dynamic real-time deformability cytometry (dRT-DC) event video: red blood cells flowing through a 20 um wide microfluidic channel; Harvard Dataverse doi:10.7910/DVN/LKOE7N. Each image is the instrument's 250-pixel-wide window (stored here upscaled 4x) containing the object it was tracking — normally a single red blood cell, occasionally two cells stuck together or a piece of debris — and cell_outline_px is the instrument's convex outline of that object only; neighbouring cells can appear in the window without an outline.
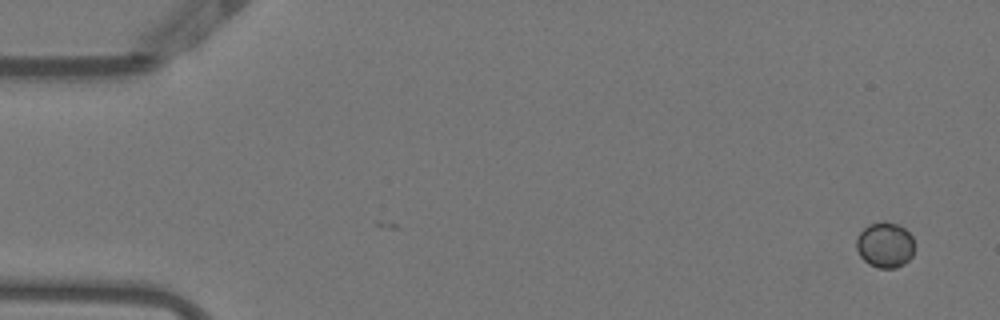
{"species": "Egyptian fruit bat (a non-hibernating species)", "species_latin": "Rousettus aegyptiacus", "temperature_condition": "warm", "stored_images_in_passage": 53, "camera_frame_rate_fps": 3000, "um_per_image_px": 0.085, "animal": {"sex": "female"}, "frame": {"image": 1, "passage_image": 1, "time_ms": 0.0, "image_size_px": [1000, 320], "cell_outline_px": [[912, 256], [904, 264], [896, 268], [880, 268], [868, 264], [860, 256], [856, 248], [856, 236], [868, 224], [884, 220], [900, 224], [912, 236]], "centroid_in_image_um": [75.2, 20.8], "position_along_channel_um": 9.8, "area_um2": 15.55}}
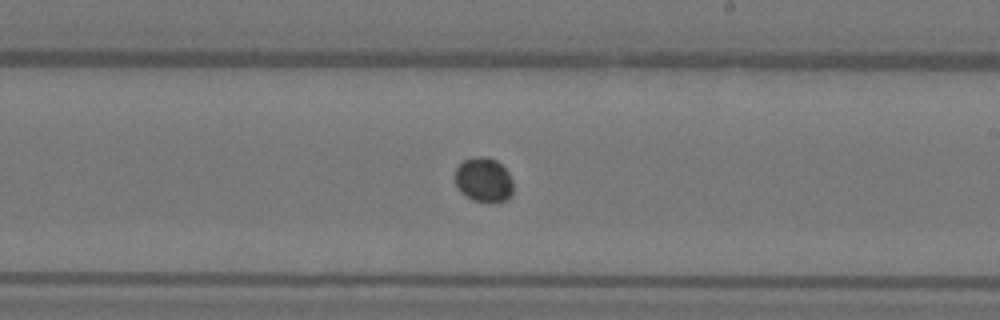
{"frame": {"image": 2, "passage_image": 30, "time_ms": 9.667, "image_size_px": [1000, 320], "cell_outline_px": [[512, 196], [504, 200], [492, 204], [472, 200], [460, 192], [456, 184], [456, 168], [464, 160], [480, 156], [488, 156], [496, 160], [508, 172], [512, 180]], "centroid_in_image_um": [41.13, 15.31], "position_along_channel_um": 247.9, "area_um2": 15.2}}
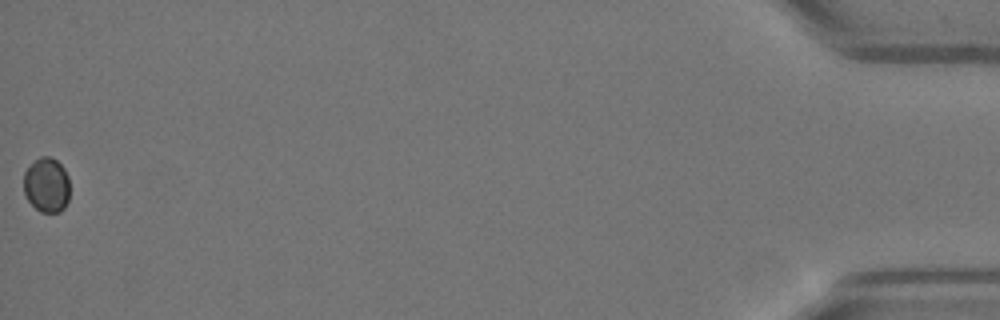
{"frame": {"image": 3, "passage_image": 52, "time_ms": 17.0, "image_size_px": [1000, 320], "cell_outline_px": [[68, 200], [64, 208], [60, 212], [40, 212], [28, 200], [24, 192], [24, 172], [40, 156], [48, 156], [56, 160], [64, 168], [68, 176]], "centroid_in_image_um": [3.96, 15.73], "position_along_channel_um": 431.2, "area_um2": 14.57}}